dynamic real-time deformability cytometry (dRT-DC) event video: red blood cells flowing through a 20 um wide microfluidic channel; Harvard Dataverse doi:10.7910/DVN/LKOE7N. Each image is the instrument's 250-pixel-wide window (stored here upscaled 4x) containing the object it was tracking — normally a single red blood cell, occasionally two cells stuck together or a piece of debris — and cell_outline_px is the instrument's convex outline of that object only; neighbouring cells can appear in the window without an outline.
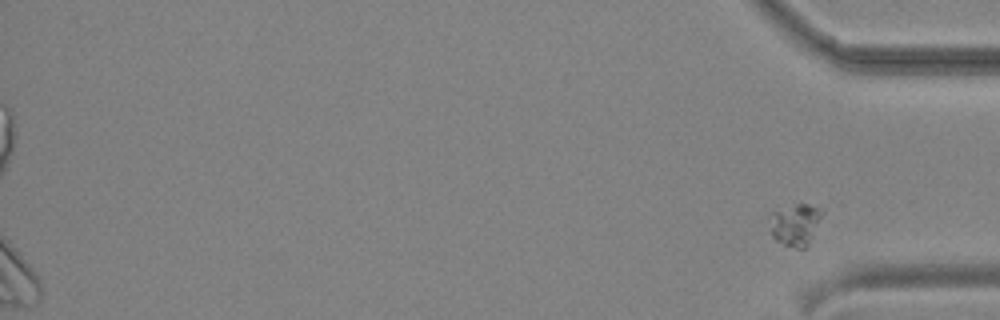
{"species": "common noctule bat (a hibernating species)", "species_latin": "Nyctalus noctula", "temperature_condition": "cold", "stored_images_in_passage": 46, "camera_frame_rate_fps": 3000, "um_per_image_px": 0.085, "animal": {"sex": "male", "body_mass_g": 19.2, "forearm_length_mm": 51.8}, "frame": {"image": 1, "passage_image": 46, "time_ms": 15.0, "image_size_px": [1000, 320], "cell_outline_px": [[824, 212], [808, 248], [796, 248], [784, 244], [776, 240], [772, 236], [768, 216], [772, 212], [796, 204], [808, 204], [824, 208]], "centroid_in_image_um": [67.64, 19.08], "position_along_channel_um": 367.6, "area_um2": 13.06}}